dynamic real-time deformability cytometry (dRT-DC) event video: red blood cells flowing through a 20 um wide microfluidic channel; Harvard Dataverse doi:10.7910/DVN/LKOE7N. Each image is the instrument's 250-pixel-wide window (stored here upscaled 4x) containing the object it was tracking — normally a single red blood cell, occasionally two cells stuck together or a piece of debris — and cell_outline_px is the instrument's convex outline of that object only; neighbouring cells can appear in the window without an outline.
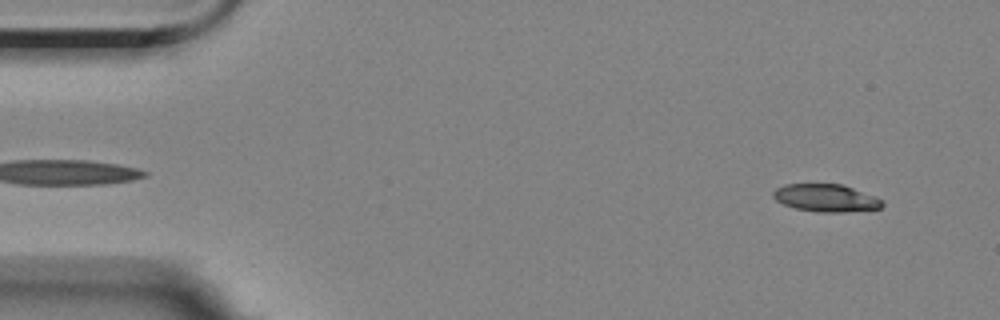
{"species": "Egyptian fruit bat (a non-hibernating species)", "species_latin": "Rousettus aegyptiacus", "temperature_condition": "room temperature", "stored_images_in_passage": 20, "camera_frame_rate_fps": 3000, "um_per_image_px": 0.085, "animal": {"sex": "female"}, "frame": {"image": 1, "passage_image": 3, "time_ms": 0.667, "image_size_px": [1000, 320], "cell_outline_px": [[884, 204], [880, 208], [840, 212], [824, 212], [796, 208], [784, 204], [776, 200], [772, 196], [772, 192], [776, 188], [784, 184], [840, 184], [852, 188], [884, 200]], "centroid_in_image_um": [70.18, 16.82], "position_along_channel_um": 14.8, "area_um2": 17.22}}
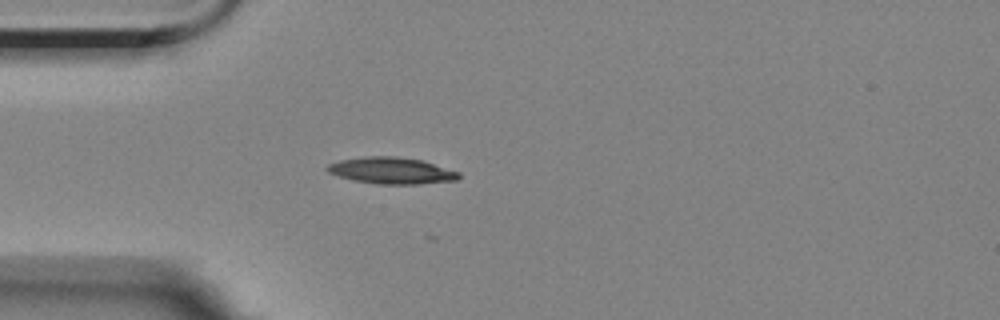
{"frame": {"image": 2, "passage_image": 14, "time_ms": 4.333, "image_size_px": [1000, 320], "cell_outline_px": [[460, 176], [456, 180], [420, 184], [376, 184], [352, 180], [328, 172], [324, 168], [328, 164], [340, 160], [364, 156], [396, 156], [424, 160], [460, 172]], "centroid_in_image_um": [33.28, 14.49], "position_along_channel_um": 51.7, "area_um2": 20.52}}
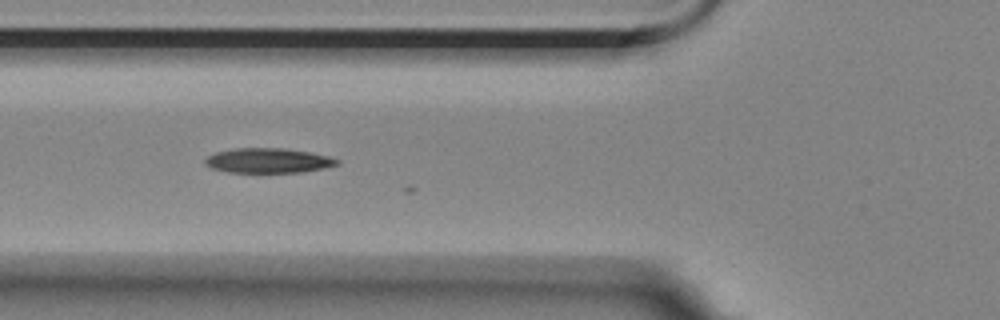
{"frame": {"image": 3, "passage_image": 19, "time_ms": 6.0, "image_size_px": [1000, 320], "cell_outline_px": [[340, 164], [324, 168], [300, 172], [228, 172], [212, 168], [204, 164], [204, 160], [208, 156], [216, 152], [236, 148], [284, 148], [308, 152], [328, 156], [340, 160]], "centroid_in_image_um": [22.79, 13.65], "position_along_channel_um": 103.0, "area_um2": 18.96}}